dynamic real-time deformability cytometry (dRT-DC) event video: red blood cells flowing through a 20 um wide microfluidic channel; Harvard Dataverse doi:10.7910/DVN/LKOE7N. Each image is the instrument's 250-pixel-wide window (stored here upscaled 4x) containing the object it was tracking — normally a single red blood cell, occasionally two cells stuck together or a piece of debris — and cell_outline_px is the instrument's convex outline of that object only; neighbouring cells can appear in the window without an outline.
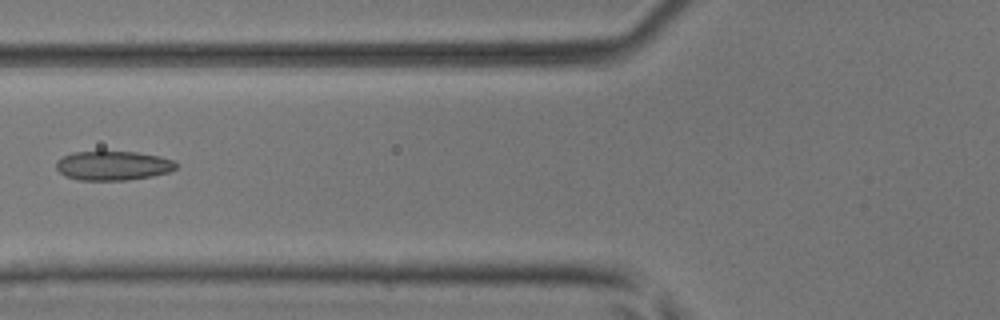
{"species": "common noctule bat (a hibernating species)", "species_latin": "Nyctalus noctula", "temperature_condition": "room temperature", "stored_images_in_passage": 7, "camera_frame_rate_fps": 3000, "um_per_image_px": 0.085, "animal": {"sex": "male", "body_mass_g": 17.9, "forearm_length_mm": 54.2}, "frame": {"image": 1, "passage_image": 6, "time_ms": 1.667, "image_size_px": [1000, 320], "cell_outline_px": [[180, 164], [176, 168], [168, 172], [152, 176], [128, 180], [76, 180], [64, 176], [56, 168], [56, 160], [72, 152], [136, 152], [160, 156], [172, 160]], "centroid_in_image_um": [9.6, 14.08], "position_along_channel_um": 116.2, "area_um2": 20.52}}
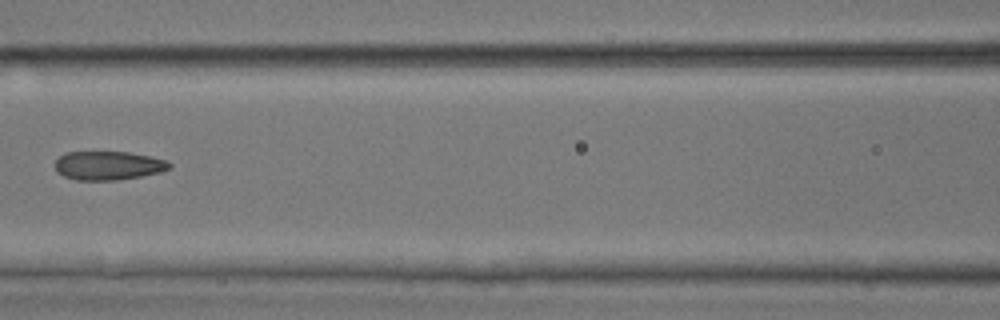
{"frame": {"image": 2, "passage_image": 7, "time_ms": 2.0, "image_size_px": [1000, 320], "cell_outline_px": [[172, 164], [168, 168], [160, 172], [140, 176], [116, 180], [76, 180], [64, 176], [56, 168], [56, 160], [64, 152], [128, 152], [152, 156], [164, 160]], "centroid_in_image_um": [9.2, 14.06], "position_along_channel_um": 157.4, "area_um2": 18.96}}